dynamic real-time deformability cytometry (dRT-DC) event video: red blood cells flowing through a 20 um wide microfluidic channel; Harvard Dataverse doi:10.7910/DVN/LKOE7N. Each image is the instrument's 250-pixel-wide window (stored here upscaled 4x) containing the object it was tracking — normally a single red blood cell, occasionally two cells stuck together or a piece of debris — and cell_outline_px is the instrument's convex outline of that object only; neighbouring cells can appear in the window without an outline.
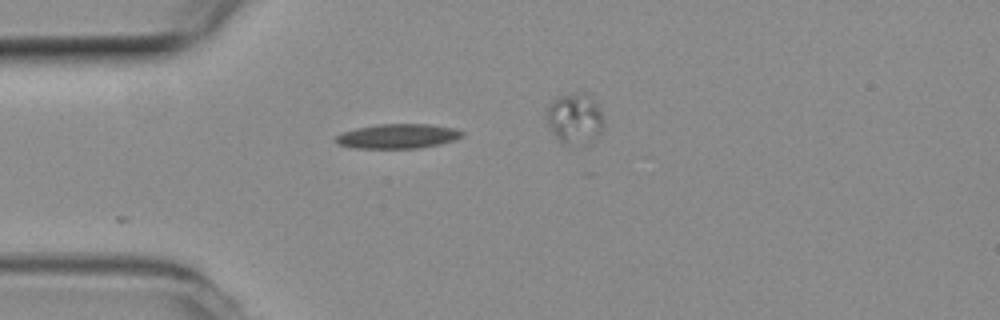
{"species": "common noctule bat (a hibernating species)", "species_latin": "Nyctalus noctula", "temperature_condition": "room temperature", "stored_images_in_passage": 6, "camera_frame_rate_fps": 3000, "um_per_image_px": 0.085, "animal": {"sex": "female", "body_mass_g": 19.3, "forearm_length_mm": 54.1}, "frame": {"image": 1, "passage_image": 2, "time_ms": 0.333, "image_size_px": [1000, 320], "cell_outline_px": [[464, 136], [456, 140], [440, 144], [420, 148], [352, 148], [336, 144], [336, 136], [344, 132], [356, 128], [380, 124], [428, 124], [452, 128], [464, 132]], "centroid_in_image_um": [33.83, 11.58], "position_along_channel_um": 51.2, "area_um2": 18.09}}
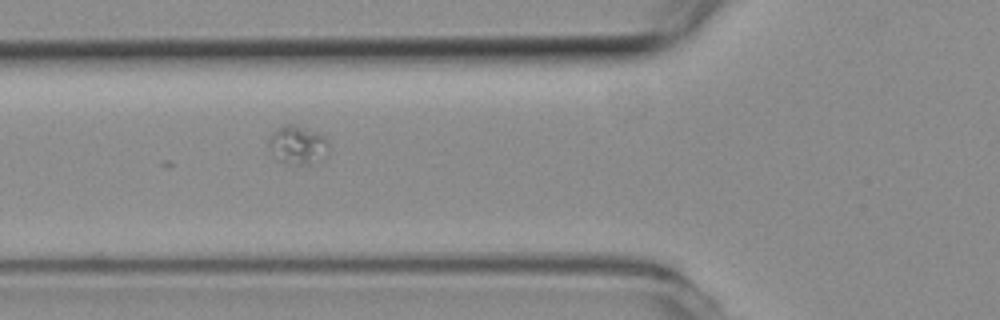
{"frame": {"image": 2, "passage_image": 4, "time_ms": 1.0, "image_size_px": [1000, 320], "cell_outline_px": [[328, 144], [324, 156], [304, 164], [288, 164], [280, 160], [268, 144], [272, 136], [284, 124], [292, 120], [324, 136]], "centroid_in_image_um": [25.31, 12.24], "position_along_channel_um": 100.5, "area_um2": 12.95}}